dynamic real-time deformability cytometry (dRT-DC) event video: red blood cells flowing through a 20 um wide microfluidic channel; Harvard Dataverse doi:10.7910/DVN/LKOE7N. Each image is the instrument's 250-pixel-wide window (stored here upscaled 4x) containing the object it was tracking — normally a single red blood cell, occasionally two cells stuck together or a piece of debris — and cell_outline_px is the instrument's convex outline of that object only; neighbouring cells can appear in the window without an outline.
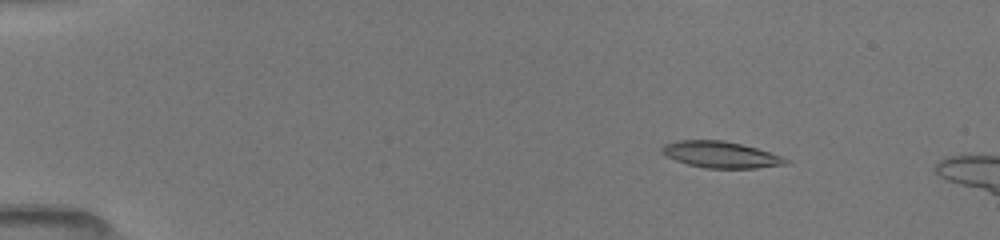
{"species": "common noctule bat (a hibernating species)", "species_latin": "Nyctalus noctula", "temperature_condition": "room temperature", "stored_images_in_passage": 15, "camera_frame_rate_fps": 3000, "um_per_image_px": 0.085, "animal": {"sex": "female", "body_mass_g": 19.5, "forearm_length_mm": 54.1}, "frame": {"image": 1, "passage_image": 7, "time_ms": 2.0, "image_size_px": [1000, 240], "cell_outline_px": [[792, 160], [788, 164], [756, 168], [704, 168], [688, 164], [676, 160], [660, 152], [660, 148], [664, 144], [676, 140], [724, 140], [756, 148]], "centroid_in_image_um": [61.25, 13.14], "position_along_channel_um": 23.8, "area_um2": 19.02}}